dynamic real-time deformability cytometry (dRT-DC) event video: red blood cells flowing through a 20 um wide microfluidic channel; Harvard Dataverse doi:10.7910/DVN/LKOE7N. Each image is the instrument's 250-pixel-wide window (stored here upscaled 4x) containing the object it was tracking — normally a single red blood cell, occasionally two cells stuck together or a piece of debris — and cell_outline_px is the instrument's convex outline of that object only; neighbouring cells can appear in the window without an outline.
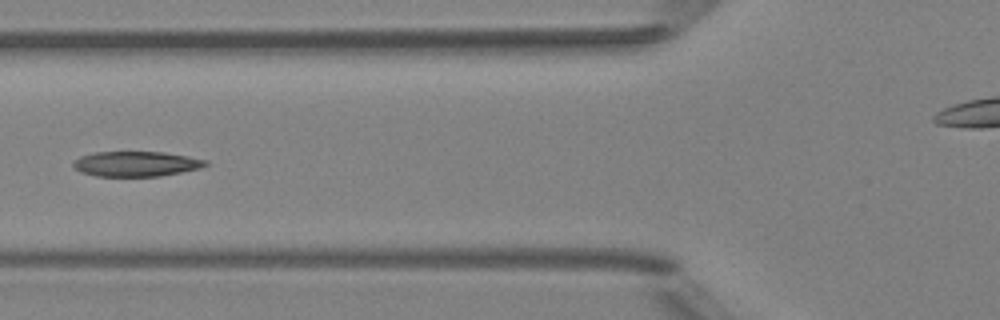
{"species": "Egyptian fruit bat (a non-hibernating species)", "species_latin": "Rousettus aegyptiacus", "temperature_condition": "room temperature", "stored_images_in_passage": 6, "camera_frame_rate_fps": 3000, "um_per_image_px": 0.085, "animal": {"sex": "female"}, "frame": {"image": 1, "passage_image": 6, "time_ms": 5.667, "image_size_px": [1000, 320], "cell_outline_px": [[208, 164], [200, 168], [160, 176], [96, 176], [80, 172], [72, 164], [80, 156], [96, 152], [164, 152], [188, 156], [208, 160]], "centroid_in_image_um": [11.59, 13.93], "position_along_channel_um": 114.2, "area_um2": 19.25}}